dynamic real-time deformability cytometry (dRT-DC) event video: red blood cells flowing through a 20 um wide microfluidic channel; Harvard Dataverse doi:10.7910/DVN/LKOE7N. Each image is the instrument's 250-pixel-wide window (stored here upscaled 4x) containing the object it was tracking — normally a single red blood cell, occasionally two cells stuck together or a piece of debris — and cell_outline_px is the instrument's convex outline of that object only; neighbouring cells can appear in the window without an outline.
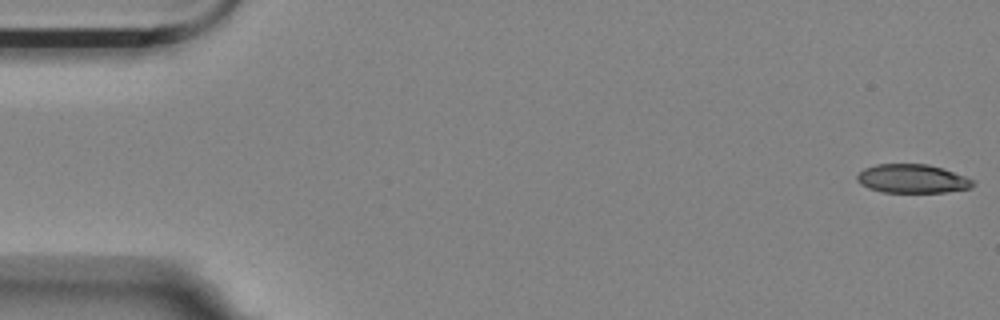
{"species": "Egyptian fruit bat (a non-hibernating species)", "species_latin": "Rousettus aegyptiacus", "temperature_condition": "room temperature", "stored_images_in_passage": 45, "camera_frame_rate_fps": 3000, "um_per_image_px": 0.085, "animal": {"sex": "female"}, "frame": {"image": 1, "passage_image": 1, "time_ms": 0.0, "image_size_px": [1000, 320], "cell_outline_px": [[976, 184], [972, 188], [944, 192], [880, 192], [868, 188], [860, 184], [856, 180], [856, 176], [864, 168], [876, 164], [928, 164], [944, 168], [976, 180]], "centroid_in_image_um": [77.57, 15.19], "position_along_channel_um": 7.4, "area_um2": 19.71}}
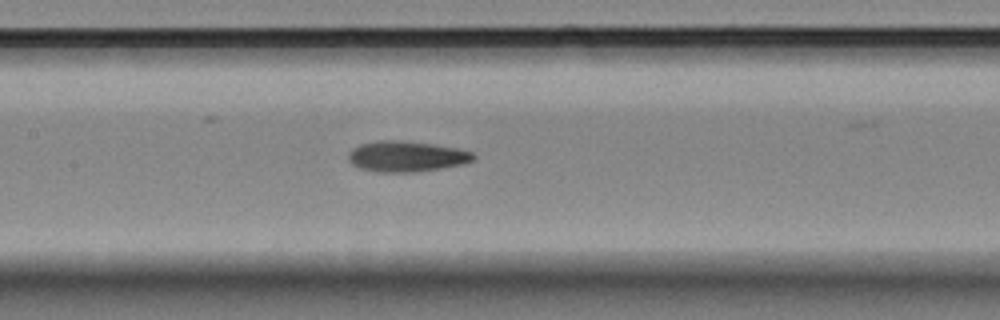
{"frame": {"image": 2, "passage_image": 26, "time_ms": 8.333, "image_size_px": [1000, 320], "cell_outline_px": [[476, 160], [464, 164], [416, 172], [376, 172], [360, 168], [352, 164], [348, 160], [348, 156], [352, 148], [360, 144], [380, 140], [400, 140], [432, 144], [460, 148], [472, 152], [476, 156]], "centroid_in_image_um": [34.58, 13.29], "position_along_channel_um": 172.8, "area_um2": 22.54}}
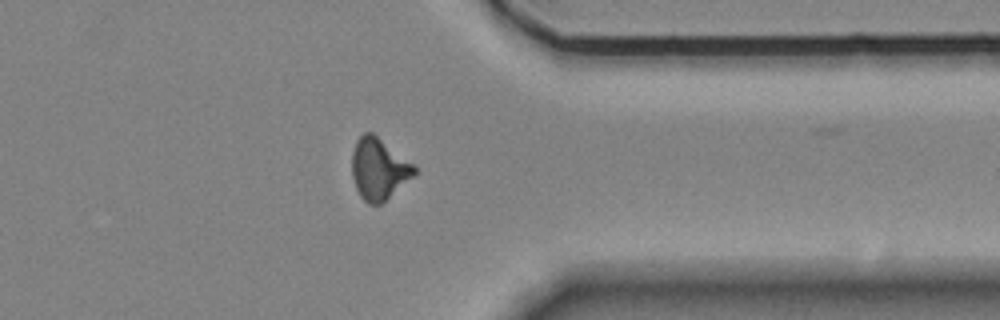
{"frame": {"image": 3, "passage_image": 44, "time_ms": 14.333, "image_size_px": [1000, 320], "cell_outline_px": [[416, 172], [412, 176], [380, 204], [368, 204], [360, 196], [356, 188], [352, 176], [352, 152], [356, 140], [364, 132], [372, 132], [412, 164], [416, 168]], "centroid_in_image_um": [32.14, 14.35], "position_along_channel_um": 379.3, "area_um2": 21.73}}